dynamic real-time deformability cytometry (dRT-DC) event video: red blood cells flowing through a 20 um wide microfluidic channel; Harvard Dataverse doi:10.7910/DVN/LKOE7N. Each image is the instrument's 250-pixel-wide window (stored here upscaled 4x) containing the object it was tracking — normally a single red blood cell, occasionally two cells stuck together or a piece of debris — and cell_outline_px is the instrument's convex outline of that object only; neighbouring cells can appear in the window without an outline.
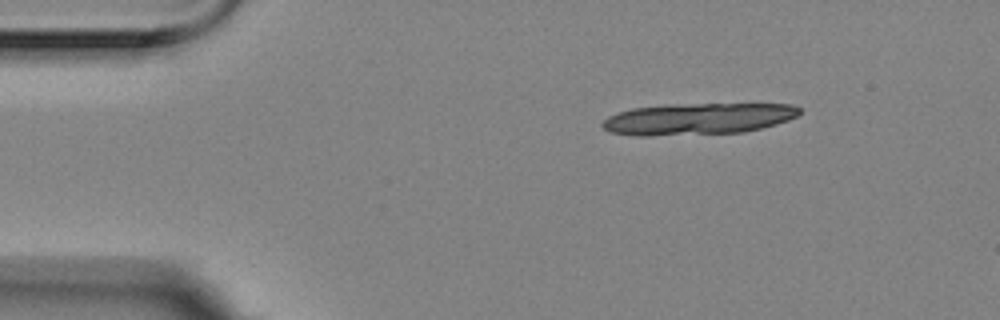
{"species": "Egyptian fruit bat (a non-hibernating species)", "species_latin": "Rousettus aegyptiacus", "temperature_condition": "room temperature", "stored_images_in_passage": 3, "camera_frame_rate_fps": 3000, "um_per_image_px": 0.085, "animal": {"sex": "female"}, "frame": {"image": 1, "passage_image": 1, "time_ms": 0.0, "image_size_px": [1000, 320], "cell_outline_px": [[800, 112], [796, 116], [788, 120], [776, 124], [744, 132], [644, 136], [636, 136], [608, 132], [600, 124], [608, 116], [632, 108], [676, 104], [792, 104], [800, 108]], "centroid_in_image_um": [59.3, 10.1], "position_along_channel_um": 25.7, "area_um2": 36.13}}